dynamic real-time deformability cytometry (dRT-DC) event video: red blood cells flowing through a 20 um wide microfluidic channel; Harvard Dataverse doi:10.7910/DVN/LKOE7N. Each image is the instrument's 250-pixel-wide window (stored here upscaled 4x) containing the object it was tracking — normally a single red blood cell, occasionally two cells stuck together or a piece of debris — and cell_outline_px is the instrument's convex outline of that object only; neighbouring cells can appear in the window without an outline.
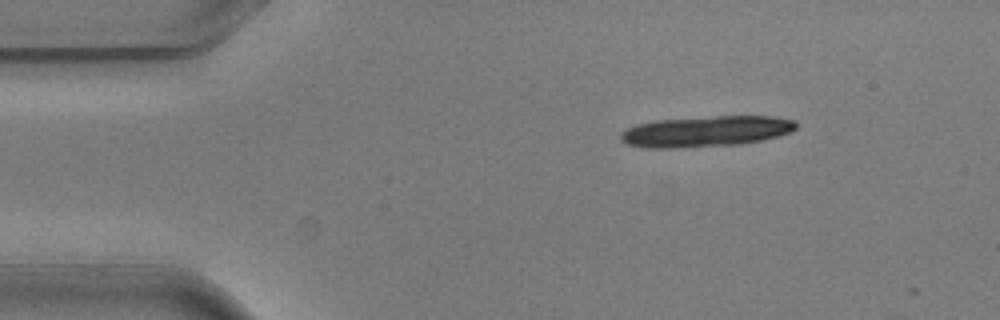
{"species": "common noctule bat (a hibernating species)", "species_latin": "Nyctalus noctula", "temperature_condition": "warm", "stored_images_in_passage": 5, "camera_frame_rate_fps": 3000, "um_per_image_px": 0.085, "animal": {"sex": "male", "body_mass_g": 20.5, "forearm_length_mm": 52.5}, "frame": {"image": 1, "passage_image": 1, "time_ms": 0.0, "image_size_px": [1000, 320], "cell_outline_px": [[796, 128], [792, 132], [764, 140], [740, 144], [672, 148], [644, 148], [624, 144], [620, 140], [620, 132], [636, 124], [656, 120], [716, 116], [776, 116], [796, 120]], "centroid_in_image_um": [60.0, 11.17], "position_along_channel_um": 25.0, "area_um2": 31.85}}
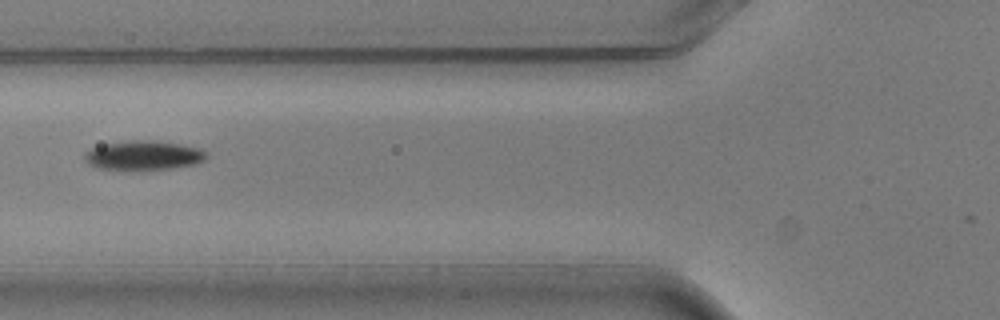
{"frame": {"image": 2, "passage_image": 5, "time_ms": 1.333, "image_size_px": [1000, 320], "cell_outline_px": [[208, 156], [204, 160], [196, 164], [172, 168], [100, 168], [88, 164], [84, 160], [84, 152], [92, 148], [104, 144], [132, 140], [156, 140], [180, 144], [200, 148], [208, 152]], "centroid_in_image_um": [12.24, 13.17], "position_along_channel_um": 113.6, "area_um2": 20.46}}